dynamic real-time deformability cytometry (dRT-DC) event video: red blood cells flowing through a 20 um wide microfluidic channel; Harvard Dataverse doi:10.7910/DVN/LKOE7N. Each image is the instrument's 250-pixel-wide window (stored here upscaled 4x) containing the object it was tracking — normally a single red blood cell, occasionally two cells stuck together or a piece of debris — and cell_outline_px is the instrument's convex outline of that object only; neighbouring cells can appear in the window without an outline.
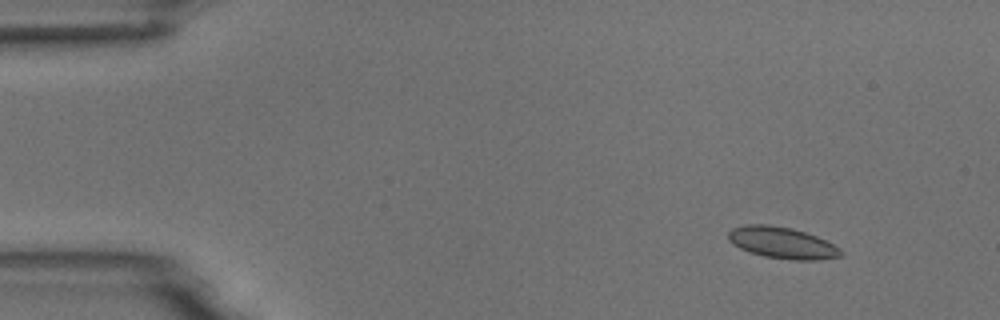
{"species": "common noctule bat (a hibernating species)", "species_latin": "Nyctalus noctula", "temperature_condition": "room temperature", "stored_images_in_passage": 4, "camera_frame_rate_fps": 3000, "um_per_image_px": 0.085, "animal": {"sex": "male", "body_mass_g": 18.8}, "frame": {"image": 1, "passage_image": 2, "time_ms": 1.0, "image_size_px": [1000, 320], "cell_outline_px": [[844, 252], [840, 256], [820, 260], [792, 260], [764, 256], [740, 248], [732, 244], [728, 240], [728, 232], [732, 228], [748, 224], [768, 224], [792, 228], [816, 236], [840, 248]], "centroid_in_image_um": [66.47, 20.63], "position_along_channel_um": 18.5, "area_um2": 20.58}}